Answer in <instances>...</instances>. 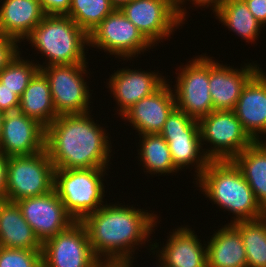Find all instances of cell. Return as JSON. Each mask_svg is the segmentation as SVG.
Returning <instances> with one entry per match:
<instances>
[{
    "label": "cell",
    "mask_w": 266,
    "mask_h": 267,
    "mask_svg": "<svg viewBox=\"0 0 266 267\" xmlns=\"http://www.w3.org/2000/svg\"><path fill=\"white\" fill-rule=\"evenodd\" d=\"M156 220L155 214L142 209L106 203L80 222L85 226L96 258L104 266H114L134 259L135 245L137 248V245L150 241L148 238L157 224Z\"/></svg>",
    "instance_id": "1"
},
{
    "label": "cell",
    "mask_w": 266,
    "mask_h": 267,
    "mask_svg": "<svg viewBox=\"0 0 266 267\" xmlns=\"http://www.w3.org/2000/svg\"><path fill=\"white\" fill-rule=\"evenodd\" d=\"M90 114L58 115L45 128V150L54 169L108 168L109 137Z\"/></svg>",
    "instance_id": "2"
},
{
    "label": "cell",
    "mask_w": 266,
    "mask_h": 267,
    "mask_svg": "<svg viewBox=\"0 0 266 267\" xmlns=\"http://www.w3.org/2000/svg\"><path fill=\"white\" fill-rule=\"evenodd\" d=\"M195 179L206 197L235 215L231 224L260 219L266 215L241 170L232 160L210 161Z\"/></svg>",
    "instance_id": "3"
},
{
    "label": "cell",
    "mask_w": 266,
    "mask_h": 267,
    "mask_svg": "<svg viewBox=\"0 0 266 267\" xmlns=\"http://www.w3.org/2000/svg\"><path fill=\"white\" fill-rule=\"evenodd\" d=\"M43 56L46 66L87 64L85 47L89 45L88 34L66 15H46L25 38Z\"/></svg>",
    "instance_id": "4"
},
{
    "label": "cell",
    "mask_w": 266,
    "mask_h": 267,
    "mask_svg": "<svg viewBox=\"0 0 266 267\" xmlns=\"http://www.w3.org/2000/svg\"><path fill=\"white\" fill-rule=\"evenodd\" d=\"M107 169H54L53 189L75 221H81L104 205L103 176Z\"/></svg>",
    "instance_id": "5"
},
{
    "label": "cell",
    "mask_w": 266,
    "mask_h": 267,
    "mask_svg": "<svg viewBox=\"0 0 266 267\" xmlns=\"http://www.w3.org/2000/svg\"><path fill=\"white\" fill-rule=\"evenodd\" d=\"M54 166L46 150L32 155L10 156L5 200L41 196L53 190Z\"/></svg>",
    "instance_id": "6"
},
{
    "label": "cell",
    "mask_w": 266,
    "mask_h": 267,
    "mask_svg": "<svg viewBox=\"0 0 266 267\" xmlns=\"http://www.w3.org/2000/svg\"><path fill=\"white\" fill-rule=\"evenodd\" d=\"M198 123L202 145L212 144L204 151L211 161L233 160L254 142L233 110H213Z\"/></svg>",
    "instance_id": "7"
},
{
    "label": "cell",
    "mask_w": 266,
    "mask_h": 267,
    "mask_svg": "<svg viewBox=\"0 0 266 267\" xmlns=\"http://www.w3.org/2000/svg\"><path fill=\"white\" fill-rule=\"evenodd\" d=\"M168 143L175 167L182 170L185 166L195 165L198 178L211 161L201 142L198 120L175 108L159 133ZM202 151V152H201Z\"/></svg>",
    "instance_id": "8"
},
{
    "label": "cell",
    "mask_w": 266,
    "mask_h": 267,
    "mask_svg": "<svg viewBox=\"0 0 266 267\" xmlns=\"http://www.w3.org/2000/svg\"><path fill=\"white\" fill-rule=\"evenodd\" d=\"M87 68L86 64H65L40 69L49 80L54 108L58 115L90 112L91 94L84 79V76L88 75Z\"/></svg>",
    "instance_id": "9"
},
{
    "label": "cell",
    "mask_w": 266,
    "mask_h": 267,
    "mask_svg": "<svg viewBox=\"0 0 266 267\" xmlns=\"http://www.w3.org/2000/svg\"><path fill=\"white\" fill-rule=\"evenodd\" d=\"M42 267H104L94 255L85 226L75 221L42 243Z\"/></svg>",
    "instance_id": "10"
},
{
    "label": "cell",
    "mask_w": 266,
    "mask_h": 267,
    "mask_svg": "<svg viewBox=\"0 0 266 267\" xmlns=\"http://www.w3.org/2000/svg\"><path fill=\"white\" fill-rule=\"evenodd\" d=\"M88 36L89 48L97 47L124 61L152 46L120 9H114Z\"/></svg>",
    "instance_id": "11"
},
{
    "label": "cell",
    "mask_w": 266,
    "mask_h": 267,
    "mask_svg": "<svg viewBox=\"0 0 266 267\" xmlns=\"http://www.w3.org/2000/svg\"><path fill=\"white\" fill-rule=\"evenodd\" d=\"M189 62L180 67L173 91L176 108L199 120L214 110L209 92V57L199 55Z\"/></svg>",
    "instance_id": "12"
},
{
    "label": "cell",
    "mask_w": 266,
    "mask_h": 267,
    "mask_svg": "<svg viewBox=\"0 0 266 267\" xmlns=\"http://www.w3.org/2000/svg\"><path fill=\"white\" fill-rule=\"evenodd\" d=\"M120 10L154 47L184 24L178 17L176 0H133Z\"/></svg>",
    "instance_id": "13"
},
{
    "label": "cell",
    "mask_w": 266,
    "mask_h": 267,
    "mask_svg": "<svg viewBox=\"0 0 266 267\" xmlns=\"http://www.w3.org/2000/svg\"><path fill=\"white\" fill-rule=\"evenodd\" d=\"M16 203L41 243L75 222L54 189L41 196L20 199Z\"/></svg>",
    "instance_id": "14"
},
{
    "label": "cell",
    "mask_w": 266,
    "mask_h": 267,
    "mask_svg": "<svg viewBox=\"0 0 266 267\" xmlns=\"http://www.w3.org/2000/svg\"><path fill=\"white\" fill-rule=\"evenodd\" d=\"M45 150V127L19 109L4 114L0 151L10 156L32 155Z\"/></svg>",
    "instance_id": "15"
},
{
    "label": "cell",
    "mask_w": 266,
    "mask_h": 267,
    "mask_svg": "<svg viewBox=\"0 0 266 267\" xmlns=\"http://www.w3.org/2000/svg\"><path fill=\"white\" fill-rule=\"evenodd\" d=\"M176 108L175 94L167 81L153 94L130 107L121 117L142 134H159Z\"/></svg>",
    "instance_id": "16"
},
{
    "label": "cell",
    "mask_w": 266,
    "mask_h": 267,
    "mask_svg": "<svg viewBox=\"0 0 266 267\" xmlns=\"http://www.w3.org/2000/svg\"><path fill=\"white\" fill-rule=\"evenodd\" d=\"M260 69L254 62L234 69L209 57V92L214 110H234L242 89Z\"/></svg>",
    "instance_id": "17"
},
{
    "label": "cell",
    "mask_w": 266,
    "mask_h": 267,
    "mask_svg": "<svg viewBox=\"0 0 266 267\" xmlns=\"http://www.w3.org/2000/svg\"><path fill=\"white\" fill-rule=\"evenodd\" d=\"M233 111L254 141L266 134V74L261 68L242 89Z\"/></svg>",
    "instance_id": "18"
},
{
    "label": "cell",
    "mask_w": 266,
    "mask_h": 267,
    "mask_svg": "<svg viewBox=\"0 0 266 267\" xmlns=\"http://www.w3.org/2000/svg\"><path fill=\"white\" fill-rule=\"evenodd\" d=\"M156 72H146L122 68L112 73L109 80L110 92L117 100L119 115L122 116L130 107L144 97L157 91L166 78ZM163 77V78H162Z\"/></svg>",
    "instance_id": "19"
},
{
    "label": "cell",
    "mask_w": 266,
    "mask_h": 267,
    "mask_svg": "<svg viewBox=\"0 0 266 267\" xmlns=\"http://www.w3.org/2000/svg\"><path fill=\"white\" fill-rule=\"evenodd\" d=\"M193 232L188 226L173 230L167 244L156 252L158 263L163 267H207V244L200 243Z\"/></svg>",
    "instance_id": "20"
},
{
    "label": "cell",
    "mask_w": 266,
    "mask_h": 267,
    "mask_svg": "<svg viewBox=\"0 0 266 267\" xmlns=\"http://www.w3.org/2000/svg\"><path fill=\"white\" fill-rule=\"evenodd\" d=\"M45 16L39 0H4L0 33L21 43Z\"/></svg>",
    "instance_id": "21"
},
{
    "label": "cell",
    "mask_w": 266,
    "mask_h": 267,
    "mask_svg": "<svg viewBox=\"0 0 266 267\" xmlns=\"http://www.w3.org/2000/svg\"><path fill=\"white\" fill-rule=\"evenodd\" d=\"M0 246L42 250V243L24 219L16 202L3 200L0 205Z\"/></svg>",
    "instance_id": "22"
},
{
    "label": "cell",
    "mask_w": 266,
    "mask_h": 267,
    "mask_svg": "<svg viewBox=\"0 0 266 267\" xmlns=\"http://www.w3.org/2000/svg\"><path fill=\"white\" fill-rule=\"evenodd\" d=\"M207 243V267H247L242 237L231 223L215 232Z\"/></svg>",
    "instance_id": "23"
},
{
    "label": "cell",
    "mask_w": 266,
    "mask_h": 267,
    "mask_svg": "<svg viewBox=\"0 0 266 267\" xmlns=\"http://www.w3.org/2000/svg\"><path fill=\"white\" fill-rule=\"evenodd\" d=\"M27 117L35 119L45 128L58 116L45 74L39 70L19 98V108Z\"/></svg>",
    "instance_id": "24"
},
{
    "label": "cell",
    "mask_w": 266,
    "mask_h": 267,
    "mask_svg": "<svg viewBox=\"0 0 266 267\" xmlns=\"http://www.w3.org/2000/svg\"><path fill=\"white\" fill-rule=\"evenodd\" d=\"M232 161L241 170L256 201L266 211V148L254 141Z\"/></svg>",
    "instance_id": "25"
},
{
    "label": "cell",
    "mask_w": 266,
    "mask_h": 267,
    "mask_svg": "<svg viewBox=\"0 0 266 267\" xmlns=\"http://www.w3.org/2000/svg\"><path fill=\"white\" fill-rule=\"evenodd\" d=\"M216 18L230 31L241 36L246 42H254L263 26L257 21L243 0H227L215 13Z\"/></svg>",
    "instance_id": "26"
},
{
    "label": "cell",
    "mask_w": 266,
    "mask_h": 267,
    "mask_svg": "<svg viewBox=\"0 0 266 267\" xmlns=\"http://www.w3.org/2000/svg\"><path fill=\"white\" fill-rule=\"evenodd\" d=\"M140 162L149 174H166L177 172L169 150L168 143L160 134L140 135ZM142 138V140H141ZM161 173V174H160Z\"/></svg>",
    "instance_id": "27"
},
{
    "label": "cell",
    "mask_w": 266,
    "mask_h": 267,
    "mask_svg": "<svg viewBox=\"0 0 266 267\" xmlns=\"http://www.w3.org/2000/svg\"><path fill=\"white\" fill-rule=\"evenodd\" d=\"M232 225L242 237L247 267H266V215L260 219L238 221Z\"/></svg>",
    "instance_id": "28"
},
{
    "label": "cell",
    "mask_w": 266,
    "mask_h": 267,
    "mask_svg": "<svg viewBox=\"0 0 266 267\" xmlns=\"http://www.w3.org/2000/svg\"><path fill=\"white\" fill-rule=\"evenodd\" d=\"M114 9L109 0H71L66 16L89 35Z\"/></svg>",
    "instance_id": "29"
},
{
    "label": "cell",
    "mask_w": 266,
    "mask_h": 267,
    "mask_svg": "<svg viewBox=\"0 0 266 267\" xmlns=\"http://www.w3.org/2000/svg\"><path fill=\"white\" fill-rule=\"evenodd\" d=\"M20 55L21 53L19 52L0 72V82L14 91L19 97L23 94L34 75L40 70L37 63L35 64L32 60H25Z\"/></svg>",
    "instance_id": "30"
},
{
    "label": "cell",
    "mask_w": 266,
    "mask_h": 267,
    "mask_svg": "<svg viewBox=\"0 0 266 267\" xmlns=\"http://www.w3.org/2000/svg\"><path fill=\"white\" fill-rule=\"evenodd\" d=\"M0 267H42V250L0 246Z\"/></svg>",
    "instance_id": "31"
},
{
    "label": "cell",
    "mask_w": 266,
    "mask_h": 267,
    "mask_svg": "<svg viewBox=\"0 0 266 267\" xmlns=\"http://www.w3.org/2000/svg\"><path fill=\"white\" fill-rule=\"evenodd\" d=\"M17 43L16 39L0 33V72L21 52Z\"/></svg>",
    "instance_id": "32"
},
{
    "label": "cell",
    "mask_w": 266,
    "mask_h": 267,
    "mask_svg": "<svg viewBox=\"0 0 266 267\" xmlns=\"http://www.w3.org/2000/svg\"><path fill=\"white\" fill-rule=\"evenodd\" d=\"M19 96L0 82V112L3 114L19 108Z\"/></svg>",
    "instance_id": "33"
},
{
    "label": "cell",
    "mask_w": 266,
    "mask_h": 267,
    "mask_svg": "<svg viewBox=\"0 0 266 267\" xmlns=\"http://www.w3.org/2000/svg\"><path fill=\"white\" fill-rule=\"evenodd\" d=\"M46 15H66L71 6V0H39Z\"/></svg>",
    "instance_id": "34"
},
{
    "label": "cell",
    "mask_w": 266,
    "mask_h": 267,
    "mask_svg": "<svg viewBox=\"0 0 266 267\" xmlns=\"http://www.w3.org/2000/svg\"><path fill=\"white\" fill-rule=\"evenodd\" d=\"M185 1H187V0H176V11H177L178 17L180 18V20L182 22H184V20L186 19L185 16L187 13V12H185L186 9L181 8V7H183L182 5L185 4ZM191 1L193 2L192 5L194 4V5H197L198 7L199 6L200 7L201 6H203V7H205V6L211 7L212 6V8H214V9H212L213 13H216L219 10L220 6L223 3H225L227 0H191Z\"/></svg>",
    "instance_id": "35"
},
{
    "label": "cell",
    "mask_w": 266,
    "mask_h": 267,
    "mask_svg": "<svg viewBox=\"0 0 266 267\" xmlns=\"http://www.w3.org/2000/svg\"><path fill=\"white\" fill-rule=\"evenodd\" d=\"M252 15L264 27L266 25V0H243Z\"/></svg>",
    "instance_id": "36"
},
{
    "label": "cell",
    "mask_w": 266,
    "mask_h": 267,
    "mask_svg": "<svg viewBox=\"0 0 266 267\" xmlns=\"http://www.w3.org/2000/svg\"><path fill=\"white\" fill-rule=\"evenodd\" d=\"M8 156L0 151V198L5 200L7 189Z\"/></svg>",
    "instance_id": "37"
},
{
    "label": "cell",
    "mask_w": 266,
    "mask_h": 267,
    "mask_svg": "<svg viewBox=\"0 0 266 267\" xmlns=\"http://www.w3.org/2000/svg\"><path fill=\"white\" fill-rule=\"evenodd\" d=\"M133 0H109V2L111 3V5L115 8V9H120L123 5L130 3Z\"/></svg>",
    "instance_id": "38"
},
{
    "label": "cell",
    "mask_w": 266,
    "mask_h": 267,
    "mask_svg": "<svg viewBox=\"0 0 266 267\" xmlns=\"http://www.w3.org/2000/svg\"><path fill=\"white\" fill-rule=\"evenodd\" d=\"M132 262H134L133 259L130 260V261H124V262H121V263H117V264L114 265V267H131L132 264H133ZM157 267H160V264L157 265Z\"/></svg>",
    "instance_id": "39"
},
{
    "label": "cell",
    "mask_w": 266,
    "mask_h": 267,
    "mask_svg": "<svg viewBox=\"0 0 266 267\" xmlns=\"http://www.w3.org/2000/svg\"><path fill=\"white\" fill-rule=\"evenodd\" d=\"M4 114L0 112V139H1V133H2V121H3Z\"/></svg>",
    "instance_id": "40"
},
{
    "label": "cell",
    "mask_w": 266,
    "mask_h": 267,
    "mask_svg": "<svg viewBox=\"0 0 266 267\" xmlns=\"http://www.w3.org/2000/svg\"><path fill=\"white\" fill-rule=\"evenodd\" d=\"M259 142L266 148V141L263 142V141L260 139Z\"/></svg>",
    "instance_id": "41"
}]
</instances>
